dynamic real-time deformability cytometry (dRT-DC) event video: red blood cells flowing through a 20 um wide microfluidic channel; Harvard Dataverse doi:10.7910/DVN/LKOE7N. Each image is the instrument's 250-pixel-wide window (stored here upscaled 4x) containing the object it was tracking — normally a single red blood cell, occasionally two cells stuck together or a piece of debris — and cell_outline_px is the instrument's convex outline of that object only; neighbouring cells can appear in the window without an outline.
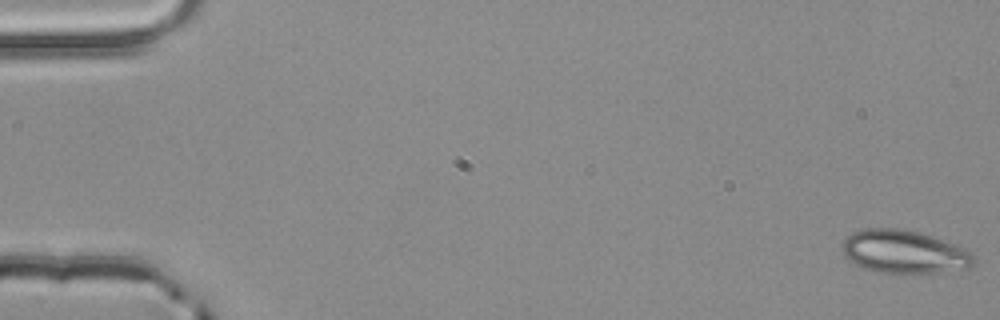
{"species": "common noctule bat (a hibernating species)", "species_latin": "Nyctalus noctula", "temperature_condition": "room temperature", "stored_images_in_passage": 4, "camera_frame_rate_fps": 3000, "um_per_image_px": 0.085, "animal": {"sex": "male", "body_mass_g": 20.4}, "frame": {"image": 1, "passage_image": 1, "time_ms": 0.0, "image_size_px": [1000, 320], "cell_outline_px": [[976, 264], [968, 268], [940, 272], [880, 272], [864, 268], [848, 260], [844, 256], [840, 248], [844, 240], [852, 232], [864, 228], [900, 228], [920, 232], [932, 236], [964, 248], [972, 252], [976, 256]], "centroid_in_image_um": [76.85, 21.39], "position_along_channel_um": 8.1, "area_um2": 33.18}}